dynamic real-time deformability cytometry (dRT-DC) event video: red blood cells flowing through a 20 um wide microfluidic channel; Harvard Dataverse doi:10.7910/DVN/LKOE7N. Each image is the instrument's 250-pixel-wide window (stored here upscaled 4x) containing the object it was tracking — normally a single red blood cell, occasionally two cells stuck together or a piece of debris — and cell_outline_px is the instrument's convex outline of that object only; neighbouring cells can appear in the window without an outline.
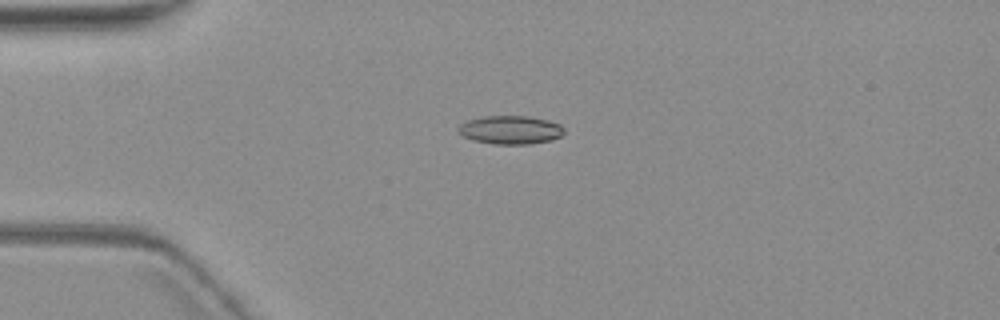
{"species": "common noctule bat (a hibernating species)", "species_latin": "Nyctalus noctula", "temperature_condition": "warm", "stored_images_in_passage": 8, "camera_frame_rate_fps": 3000, "um_per_image_px": 0.085, "animal": {"sex": "female", "body_mass_g": 19.3, "forearm_length_mm": 54.1}, "frame": {"image": 1, "passage_image": 4, "time_ms": 3.667, "image_size_px": [1000, 320], "cell_outline_px": [[564, 132], [560, 136], [552, 140], [528, 144], [492, 144], [472, 140], [464, 136], [456, 128], [460, 124], [468, 120], [484, 116], [528, 116], [548, 120], [560, 124], [564, 128]], "centroid_in_image_um": [43.39, 11.04], "position_along_channel_um": 41.6, "area_um2": 17.57}}
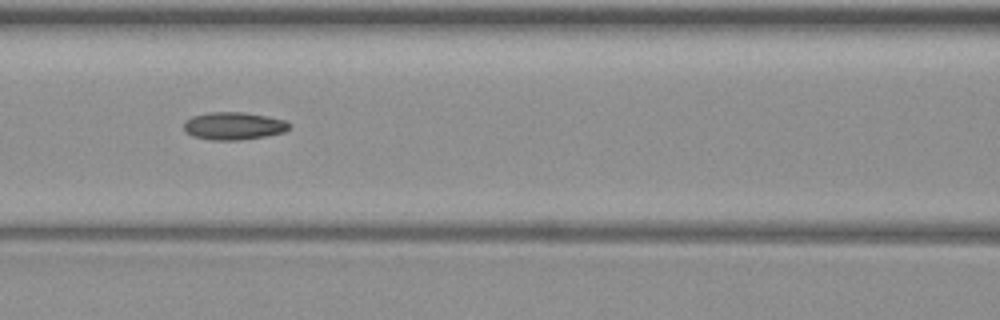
{"frame": {"image": 2, "passage_image": 7, "time_ms": 7.333, "image_size_px": [1000, 320], "cell_outline_px": [[292, 124], [284, 132], [264, 136], [240, 140], [212, 140], [192, 136], [184, 128], [184, 120], [192, 116], [208, 112], [244, 112], [284, 120]], "centroid_in_image_um": [19.83, 10.7], "position_along_channel_um": 146.8, "area_um2": 16.88}}
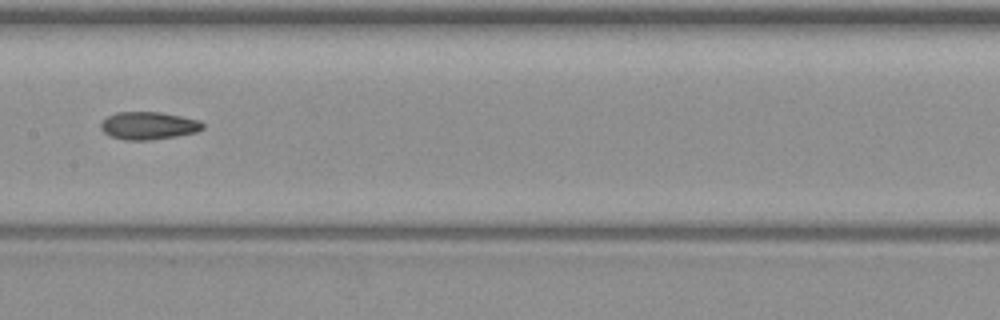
{"frame": {"image": 3, "passage_image": 8, "time_ms": 8.667, "image_size_px": [1000, 320], "cell_outline_px": [[204, 128], [196, 132], [176, 136], [152, 140], [124, 140], [108, 136], [100, 128], [100, 124], [108, 116], [116, 112], [160, 112], [200, 120], [204, 124]], "centroid_in_image_um": [12.61, 10.69], "position_along_channel_um": 194.8, "area_um2": 16.53}}